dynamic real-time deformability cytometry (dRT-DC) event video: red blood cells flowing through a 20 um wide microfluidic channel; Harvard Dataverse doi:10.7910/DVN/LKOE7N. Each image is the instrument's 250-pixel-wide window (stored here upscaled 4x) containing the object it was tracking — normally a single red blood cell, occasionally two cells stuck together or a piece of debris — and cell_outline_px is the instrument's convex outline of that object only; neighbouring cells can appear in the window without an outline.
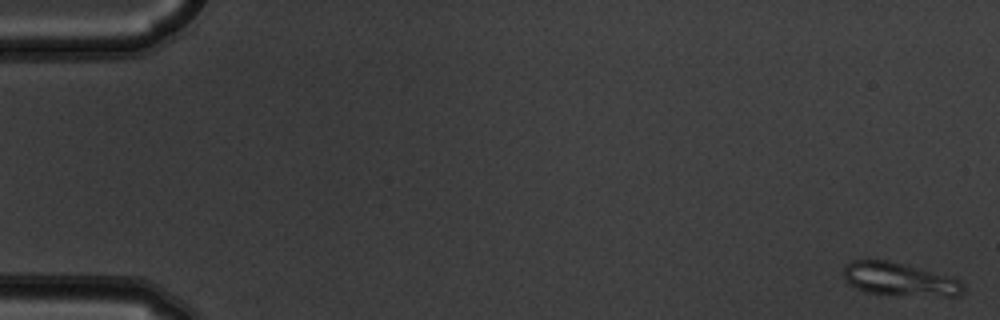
{"species": "common noctule bat (a hibernating species)", "species_latin": "Nyctalus noctula", "temperature_condition": "warm", "stored_images_in_passage": 6, "camera_frame_rate_fps": 3000, "um_per_image_px": 0.085, "animal": {"sex": "male", "body_mass_g": 19.5, "forearm_length_mm": 54.6}, "frame": {"image": 1, "passage_image": 1, "time_ms": 0.0, "image_size_px": [1000, 320], "cell_outline_px": [[964, 292], [960, 296], [948, 296], [864, 292], [856, 288], [844, 280], [844, 264], [852, 260], [888, 260], [904, 264], [960, 280], [964, 284]], "centroid_in_image_um": [76.42, 23.73], "position_along_channel_um": 8.6, "area_um2": 22.72}}
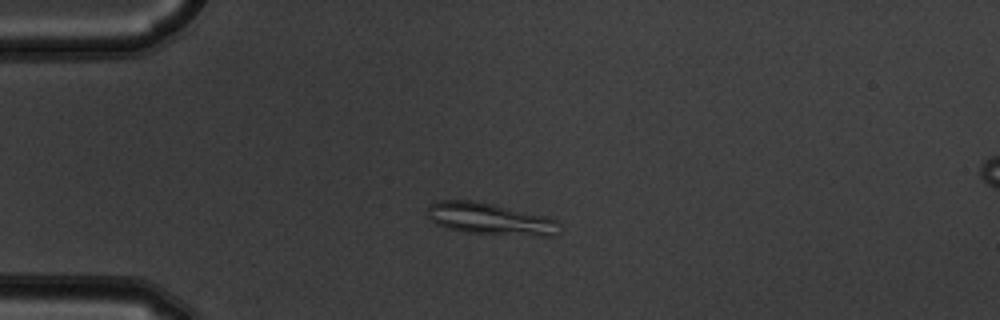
{"frame": {"image": 2, "passage_image": 5, "time_ms": 1.333, "image_size_px": [1000, 320], "cell_outline_px": [[560, 224], [556, 236], [540, 236], [464, 232], [448, 228], [436, 224], [424, 212], [436, 200], [472, 200], [492, 204], [548, 216], [560, 220]], "centroid_in_image_um": [41.68, 18.6], "position_along_channel_um": 43.3, "area_um2": 24.57}}